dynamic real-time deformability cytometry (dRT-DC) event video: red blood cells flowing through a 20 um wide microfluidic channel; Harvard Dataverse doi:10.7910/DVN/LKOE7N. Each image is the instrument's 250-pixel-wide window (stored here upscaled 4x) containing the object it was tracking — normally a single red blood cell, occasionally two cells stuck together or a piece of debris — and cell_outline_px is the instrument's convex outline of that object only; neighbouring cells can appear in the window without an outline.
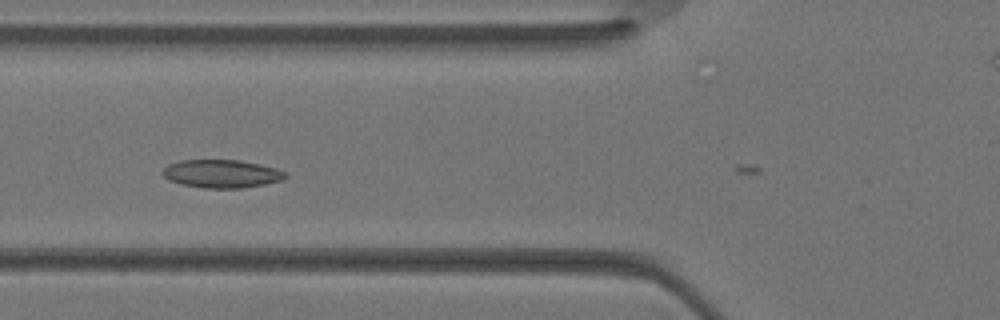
{"species": "Egyptian fruit bat (a non-hibernating species)", "species_latin": "Rousettus aegyptiacus", "temperature_condition": "warm", "stored_images_in_passage": 34, "camera_frame_rate_fps": 3000, "um_per_image_px": 0.085, "animal": {"sex": "female"}, "frame": {"image": 1, "passage_image": 11, "time_ms": 3.333, "image_size_px": [1000, 320], "cell_outline_px": [[284, 176], [276, 180], [260, 184], [236, 188], [212, 188], [184, 184], [172, 180], [164, 176], [164, 168], [172, 164], [184, 160], [236, 160], [256, 164], [272, 168], [284, 172]], "centroid_in_image_um": [18.77, 14.75], "position_along_channel_um": 107.0, "area_um2": 18.79}}
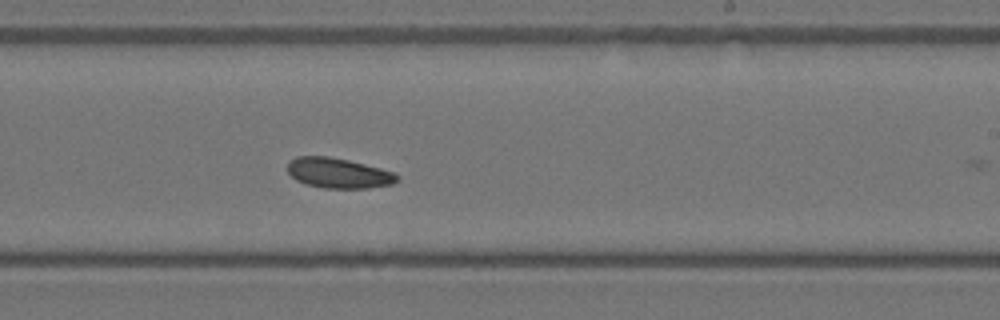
{"frame": {"image": 2, "passage_image": 19, "time_ms": 6.0, "image_size_px": [1000, 320], "cell_outline_px": [[396, 180], [388, 184], [364, 188], [328, 188], [308, 184], [292, 176], [288, 172], [288, 164], [292, 160], [300, 156], [324, 156], [344, 160], [392, 172], [396, 176]], "centroid_in_image_um": [28.7, 14.71], "position_along_channel_um": 260.3, "area_um2": 18.09}}
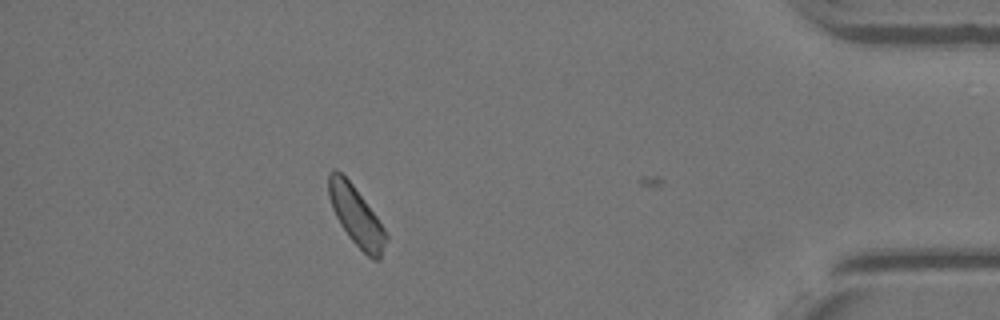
{"frame": {"image": 3, "passage_image": 29, "time_ms": 9.333, "image_size_px": [1000, 320], "cell_outline_px": [[384, 236], [380, 256], [376, 260], [368, 256], [352, 240], [336, 216], [328, 192], [328, 176], [332, 172], [340, 172], [352, 184], [372, 212], [380, 224], [384, 232]], "centroid_in_image_um": [30.22, 18.32], "position_along_channel_um": 405.0, "area_um2": 18.09}}